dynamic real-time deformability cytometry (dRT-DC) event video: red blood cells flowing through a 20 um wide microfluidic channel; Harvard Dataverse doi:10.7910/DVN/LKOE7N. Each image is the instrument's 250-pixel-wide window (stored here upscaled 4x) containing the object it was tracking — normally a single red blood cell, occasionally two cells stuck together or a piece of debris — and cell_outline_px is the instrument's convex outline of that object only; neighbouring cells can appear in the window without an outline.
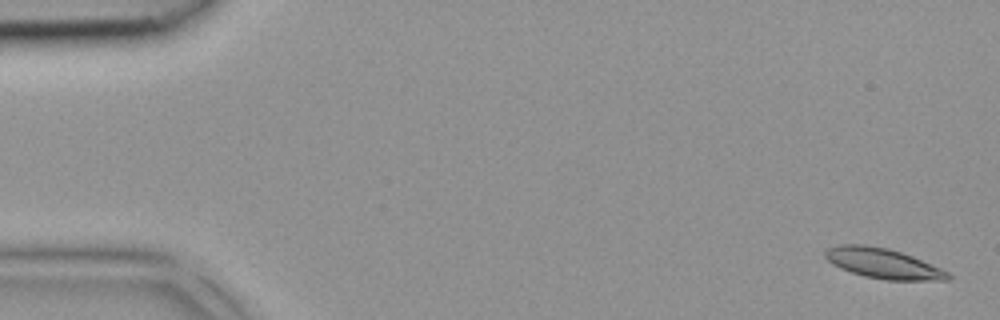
{"species": "common noctule bat (a hibernating species)", "species_latin": "Nyctalus noctula", "temperature_condition": "room temperature", "stored_images_in_passage": 10, "camera_frame_rate_fps": 3000, "um_per_image_px": 0.085, "animal": {"sex": "female", "body_mass_g": 18.4}, "frame": {"image": 1, "passage_image": 2, "time_ms": 0.333, "image_size_px": [1000, 320], "cell_outline_px": [[952, 276], [948, 280], [888, 280], [864, 276], [840, 268], [832, 264], [824, 256], [824, 252], [828, 248], [840, 244], [864, 244], [888, 248], [912, 256], [940, 268], [948, 272]], "centroid_in_image_um": [75.04, 22.38], "position_along_channel_um": 10.0, "area_um2": 21.44}}